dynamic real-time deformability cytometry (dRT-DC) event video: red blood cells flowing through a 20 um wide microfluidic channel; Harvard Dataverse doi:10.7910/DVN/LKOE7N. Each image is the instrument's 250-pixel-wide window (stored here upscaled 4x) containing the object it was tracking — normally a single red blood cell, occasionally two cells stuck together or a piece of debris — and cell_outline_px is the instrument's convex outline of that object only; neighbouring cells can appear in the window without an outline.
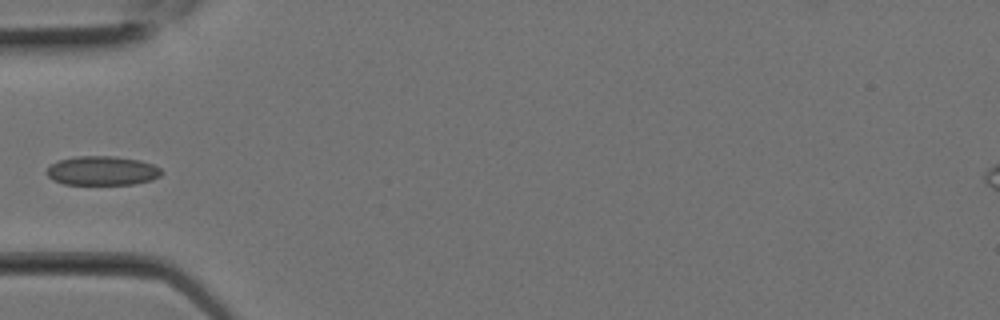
{"species": "Egyptian fruit bat (a non-hibernating species)", "species_latin": "Rousettus aegyptiacus", "temperature_condition": "room temperature", "stored_images_in_passage": 3, "camera_frame_rate_fps": 3000, "um_per_image_px": 0.085, "animal": {"sex": "female"}, "frame": {"image": 1, "passage_image": 3, "time_ms": 0.667, "image_size_px": [1000, 320], "cell_outline_px": [[164, 172], [160, 176], [152, 180], [132, 184], [64, 184], [52, 180], [44, 172], [56, 160], [76, 156], [112, 156], [140, 160], [152, 164], [160, 168]], "centroid_in_image_um": [8.67, 14.51], "position_along_channel_um": 76.3, "area_um2": 19.65}}